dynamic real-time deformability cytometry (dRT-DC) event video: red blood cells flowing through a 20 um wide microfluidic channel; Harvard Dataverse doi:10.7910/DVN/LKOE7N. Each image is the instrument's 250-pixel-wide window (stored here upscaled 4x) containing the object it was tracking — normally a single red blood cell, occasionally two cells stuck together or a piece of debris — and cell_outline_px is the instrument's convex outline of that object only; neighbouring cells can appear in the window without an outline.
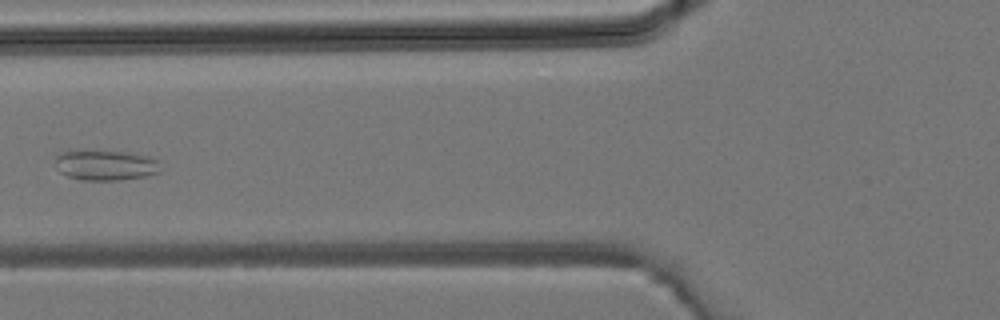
{"species": "common noctule bat (a hibernating species)", "species_latin": "Nyctalus noctula", "temperature_condition": "room temperature", "stored_images_in_passage": 31, "segment_of_instrument_passage": [1, 2], "camera_frame_rate_fps": 3000, "um_per_image_px": 0.085, "animal": {"sex": "male", "body_mass_g": 19.2, "forearm_length_mm": 51.8}, "frame": {"image": 1, "passage_image": 7, "time_ms": 2.0, "image_size_px": [1000, 320], "cell_outline_px": [[160, 172], [144, 176], [120, 180], [80, 180], [68, 176], [60, 172], [56, 160], [56, 156], [60, 152], [68, 148], [128, 152], [148, 156], [156, 160]], "centroid_in_image_um": [8.89, 14.0], "position_along_channel_um": 116.9, "area_um2": 18.96}}
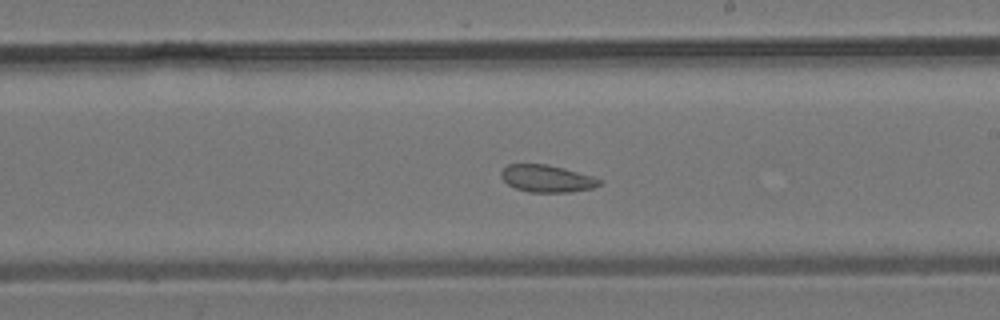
{"frame": {"image": 2, "passage_image": 14, "time_ms": 4.333, "image_size_px": [1000, 320], "cell_outline_px": [[604, 180], [600, 184], [592, 188], [572, 192], [528, 192], [516, 188], [508, 184], [500, 176], [500, 172], [508, 164], [548, 164], [564, 168], [592, 176]], "centroid_in_image_um": [46.49, 15.17], "position_along_channel_um": 242.5, "area_um2": 15.61}}
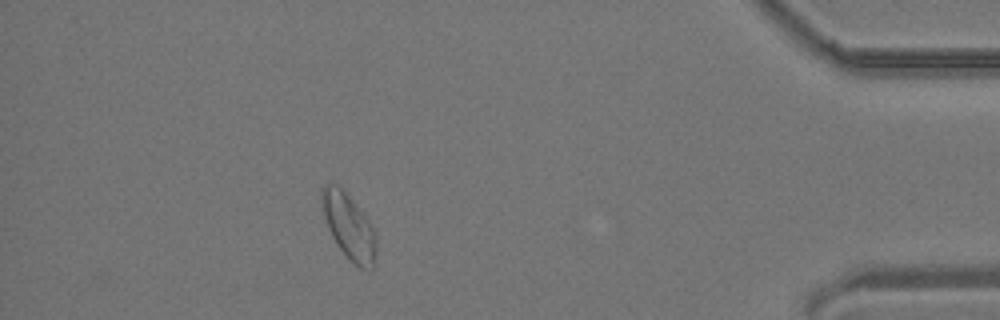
{"frame": {"image": 3, "passage_image": 26, "time_ms": 8.333, "image_size_px": [1000, 320], "cell_outline_px": [[376, 252], [372, 268], [360, 268], [352, 264], [348, 260], [336, 244], [328, 228], [320, 204], [320, 192], [324, 184], [328, 180], [336, 184], [360, 208], [372, 228], [376, 244]], "centroid_in_image_um": [29.59, 19.22], "position_along_channel_um": 405.6, "area_um2": 20.75}}